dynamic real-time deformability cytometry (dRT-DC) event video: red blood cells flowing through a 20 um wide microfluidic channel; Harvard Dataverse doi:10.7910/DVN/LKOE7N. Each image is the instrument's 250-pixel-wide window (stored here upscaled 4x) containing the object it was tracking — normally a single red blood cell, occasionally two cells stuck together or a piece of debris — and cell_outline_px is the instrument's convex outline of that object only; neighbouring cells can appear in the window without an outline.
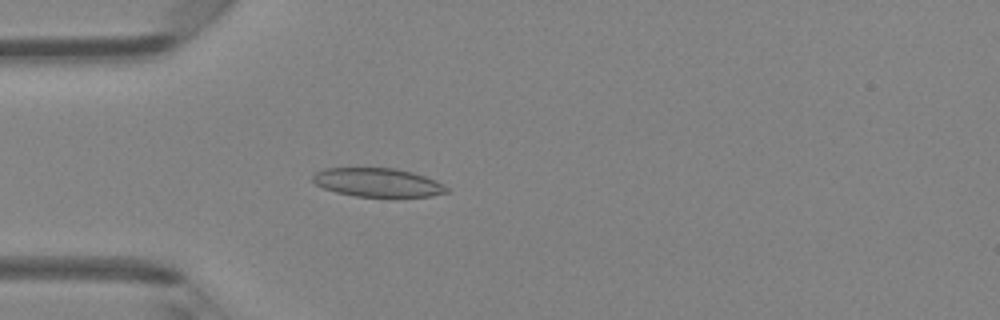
{"species": "Egyptian fruit bat (a non-hibernating species)", "species_latin": "Rousettus aegyptiacus", "temperature_condition": "room temperature", "stored_images_in_passage": 46, "camera_frame_rate_fps": 3000, "um_per_image_px": 0.085, "animal": {"sex": "female"}, "frame": {"image": 1, "passage_image": 13, "time_ms": 4.0, "image_size_px": [1000, 320], "cell_outline_px": [[448, 192], [428, 196], [392, 200], [356, 196], [336, 192], [324, 188], [316, 184], [312, 180], [312, 176], [316, 172], [324, 168], [396, 168], [412, 172], [436, 180], [444, 184], [448, 188]], "centroid_in_image_um": [32.15, 15.55], "position_along_channel_um": 52.8, "area_um2": 23.24}}
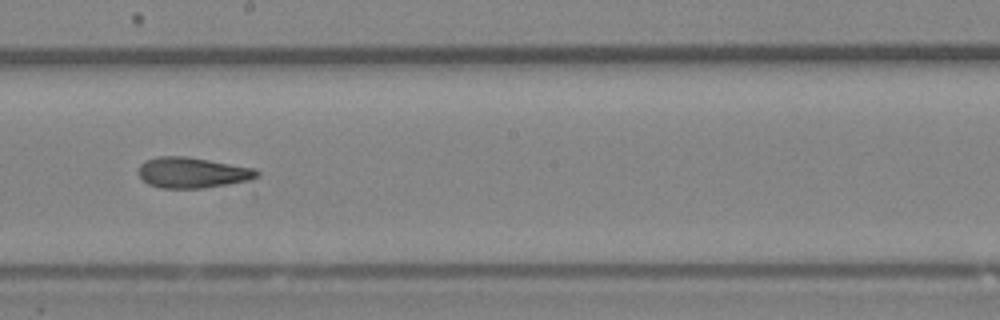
{"frame": {"image": 2, "passage_image": 26, "time_ms": 8.333, "image_size_px": [1000, 320], "cell_outline_px": [[260, 176], [248, 180], [204, 188], [160, 188], [148, 184], [140, 180], [140, 164], [144, 160], [160, 156], [184, 156], [256, 168], [260, 172]], "centroid_in_image_um": [16.34, 14.67], "position_along_channel_um": 231.9, "area_um2": 21.15}}
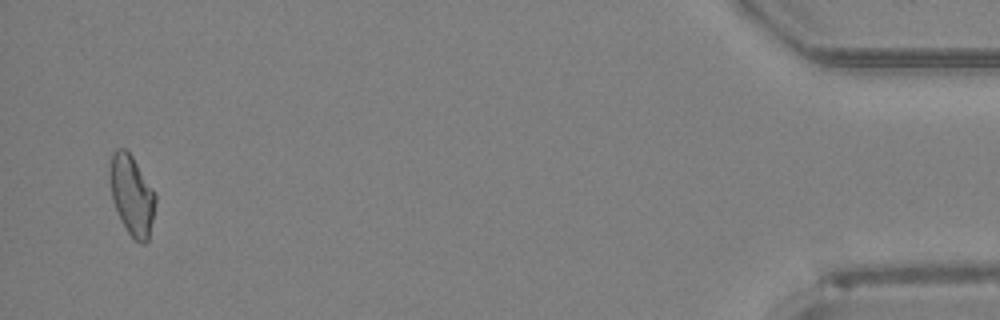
{"frame": {"image": 3, "passage_image": 45, "time_ms": 14.667, "image_size_px": [1000, 320], "cell_outline_px": [[156, 200], [148, 240], [144, 244], [140, 244], [128, 232], [112, 200], [108, 180], [108, 176], [112, 152], [116, 148], [124, 148], [132, 156], [152, 188], [156, 196]], "centroid_in_image_um": [11.18, 16.55], "position_along_channel_um": 424.0, "area_um2": 21.04}, "authors_computed_cell_mechanics": {"area_um2": 21.3282, "velocity_mm_per_s": 4.3415, "shape_relaxation_time_tau1_ms": null, "shape_relaxation_time_tau2_ms": 2.0646, "deformation_change_tau1": null, "deformation_change_tau2": 0.1031}}